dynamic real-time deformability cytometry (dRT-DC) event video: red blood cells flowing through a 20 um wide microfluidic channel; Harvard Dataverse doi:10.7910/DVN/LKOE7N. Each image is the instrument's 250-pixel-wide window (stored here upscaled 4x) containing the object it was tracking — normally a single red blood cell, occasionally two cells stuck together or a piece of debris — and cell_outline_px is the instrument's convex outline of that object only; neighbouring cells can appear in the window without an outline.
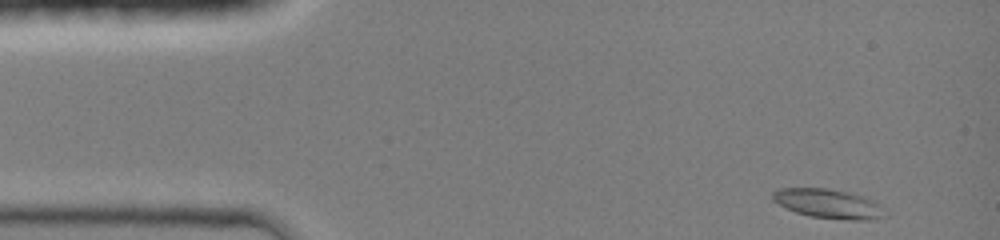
{"species": "common noctule bat (a hibernating species)", "species_latin": "Nyctalus noctula", "temperature_condition": "room temperature", "stored_images_in_passage": 39, "camera_frame_rate_fps": 3000, "um_per_image_px": 0.085, "animal": {"sex": "female", "body_mass_g": 19.0, "forearm_length_mm": 51.5}, "frame": {"image": 1, "passage_image": 1, "time_ms": 0.0, "image_size_px": [1000, 240], "cell_outline_px": [[888, 212], [880, 216], [868, 220], [852, 220], [808, 216], [796, 212], [772, 200], [772, 192], [780, 188], [824, 188], [848, 192], [864, 196], [880, 204]], "centroid_in_image_um": [70.42, 17.31], "position_along_channel_um": 14.6, "area_um2": 19.02}}
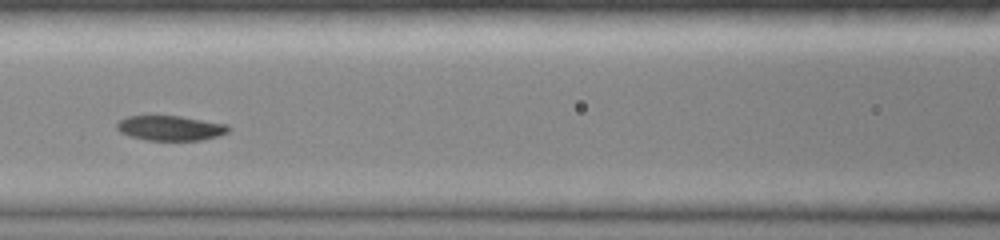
{"frame": {"image": 2, "passage_image": 17, "time_ms": 5.333, "image_size_px": [1000, 240], "cell_outline_px": [[232, 128], [228, 132], [216, 136], [200, 140], [148, 140], [128, 136], [120, 132], [116, 128], [116, 124], [120, 120], [128, 116], [180, 116], [228, 124]], "centroid_in_image_um": [14.48, 10.88], "position_along_channel_um": 152.1, "area_um2": 16.18}}
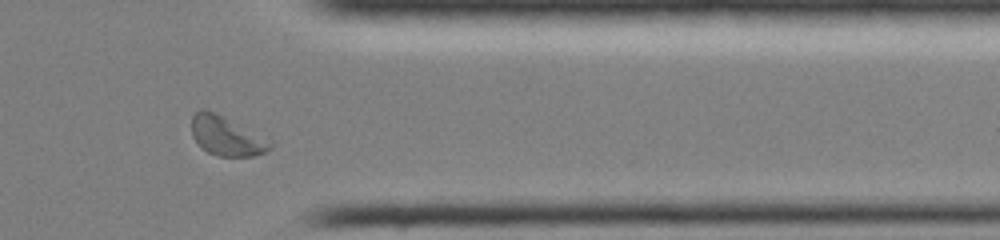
{"frame": {"image": 3, "passage_image": 34, "time_ms": 11.0, "image_size_px": [1000, 240], "cell_outline_px": [[272, 148], [268, 152], [252, 156], [216, 156], [208, 152], [192, 136], [192, 116], [196, 112], [204, 108], [224, 116], [272, 140]], "centroid_in_image_um": [19.3, 11.56], "position_along_channel_um": 392.1, "area_um2": 18.03}, "authors_computed_cell_mechanics": {"area_um2": 16.9932, "velocity_mm_per_s": 4.2553, "shape_relaxation_time_tau1_ms": 3.0962, "shape_relaxation_time_tau2_ms": 4.8312, "deformation_change_tau1": 0.1109, "deformation_change_tau2": 0.0816}}